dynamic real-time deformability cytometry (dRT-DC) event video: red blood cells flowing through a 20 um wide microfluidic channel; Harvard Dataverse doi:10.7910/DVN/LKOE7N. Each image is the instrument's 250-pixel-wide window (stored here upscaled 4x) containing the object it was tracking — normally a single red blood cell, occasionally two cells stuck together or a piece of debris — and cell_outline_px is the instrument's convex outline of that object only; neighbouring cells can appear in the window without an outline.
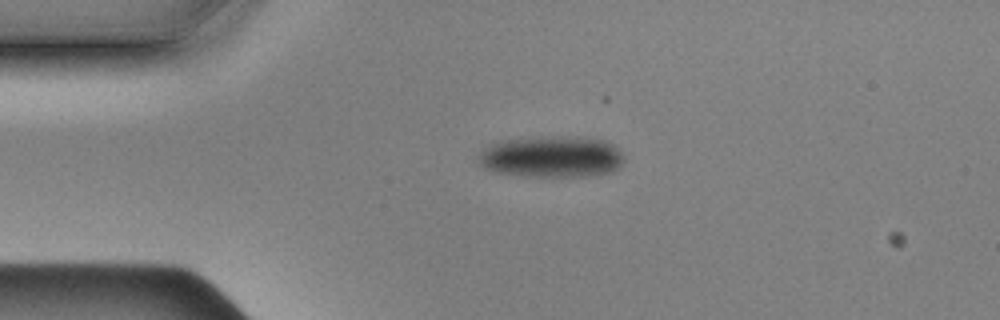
{"species": "Egyptian fruit bat (a non-hibernating species)", "species_latin": "Rousettus aegyptiacus", "temperature_condition": "cold", "stored_images_in_passage": 45, "camera_frame_rate_fps": 3000, "um_per_image_px": 0.085, "animal": {"sex": "male"}, "frame": {"image": 1, "passage_image": 1, "time_ms": 0.0, "image_size_px": [1000, 320], "cell_outline_px": [[624, 160], [612, 172], [584, 176], [524, 176], [496, 172], [480, 164], [476, 160], [476, 156], [480, 152], [492, 144], [508, 140], [540, 136], [580, 136], [604, 140], [612, 144], [620, 152]], "centroid_in_image_um": [46.88, 13.31], "position_along_channel_um": 38.1, "area_um2": 35.08}}
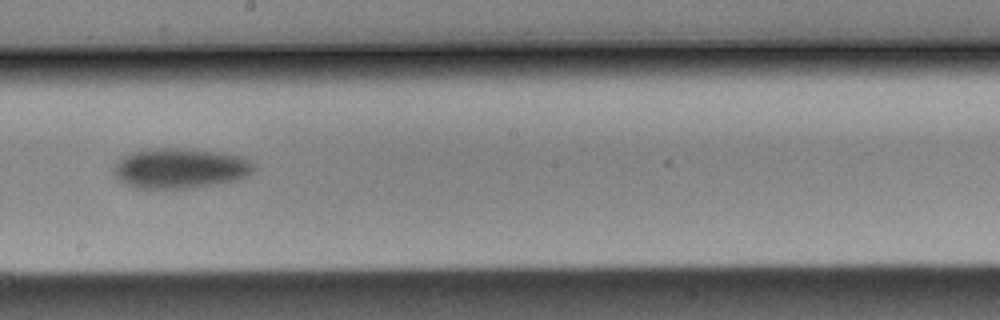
{"frame": {"image": 2, "passage_image": 20, "time_ms": 6.333, "image_size_px": [1000, 320], "cell_outline_px": [[256, 168], [248, 176], [236, 180], [196, 188], [132, 188], [116, 180], [112, 176], [112, 164], [120, 156], [128, 152], [144, 148], [196, 148], [224, 152], [244, 156], [256, 164]], "centroid_in_image_um": [15.26, 14.28], "position_along_channel_um": 232.9, "area_um2": 34.33}}
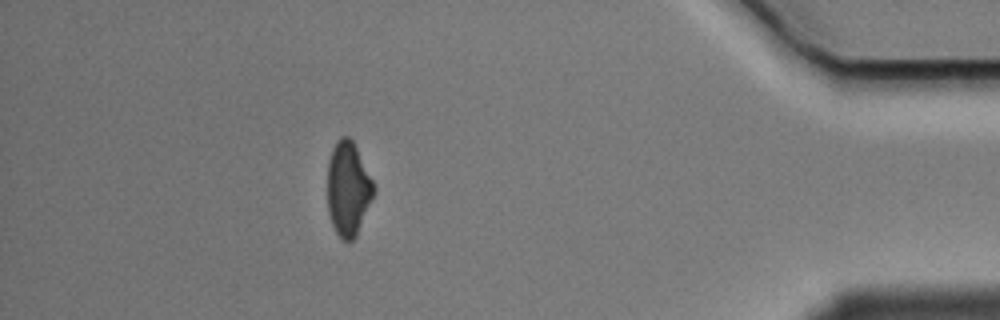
{"frame": {"image": 3, "passage_image": 39, "time_ms": 12.667, "image_size_px": [1000, 320], "cell_outline_px": [[376, 188], [356, 236], [352, 240], [344, 240], [336, 232], [332, 224], [328, 212], [328, 160], [332, 148], [336, 140], [340, 136], [348, 136], [352, 140]], "centroid_in_image_um": [29.57, 16.02], "position_along_channel_um": 405.6, "area_um2": 25.03}}